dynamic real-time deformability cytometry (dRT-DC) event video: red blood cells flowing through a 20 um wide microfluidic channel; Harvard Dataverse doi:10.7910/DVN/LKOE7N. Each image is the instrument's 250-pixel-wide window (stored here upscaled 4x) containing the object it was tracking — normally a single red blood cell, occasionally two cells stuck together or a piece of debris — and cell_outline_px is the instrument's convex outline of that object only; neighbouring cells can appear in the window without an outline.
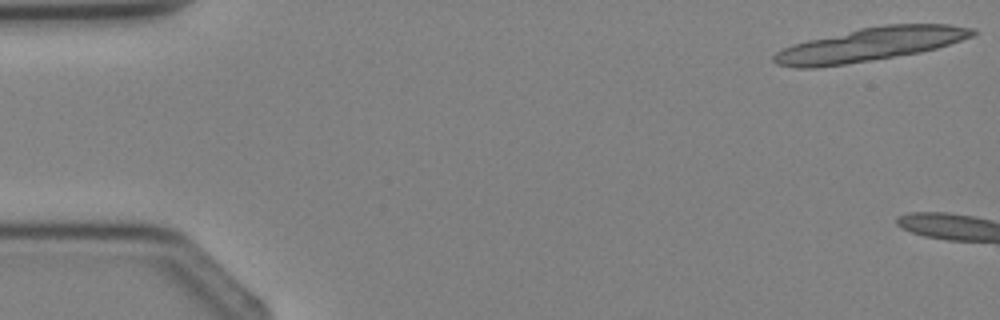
{"species": "Egyptian fruit bat (a non-hibernating species)", "species_latin": "Rousettus aegyptiacus", "temperature_condition": "cold", "stored_images_in_passage": 5, "camera_frame_rate_fps": 3000, "um_per_image_px": 0.085, "animal": {"sex": "female"}, "frame": {"image": 1, "passage_image": 1, "time_ms": 0.0, "image_size_px": [1000, 320], "cell_outline_px": [[980, 32], [972, 36], [936, 48], [920, 52], [872, 60], [816, 68], [796, 68], [776, 64], [772, 60], [772, 56], [776, 52], [792, 44], [808, 40], [860, 28], [884, 24], [948, 24], [976, 28]], "centroid_in_image_um": [73.96, 3.78], "position_along_channel_um": 11.0, "area_um2": 38.67}}